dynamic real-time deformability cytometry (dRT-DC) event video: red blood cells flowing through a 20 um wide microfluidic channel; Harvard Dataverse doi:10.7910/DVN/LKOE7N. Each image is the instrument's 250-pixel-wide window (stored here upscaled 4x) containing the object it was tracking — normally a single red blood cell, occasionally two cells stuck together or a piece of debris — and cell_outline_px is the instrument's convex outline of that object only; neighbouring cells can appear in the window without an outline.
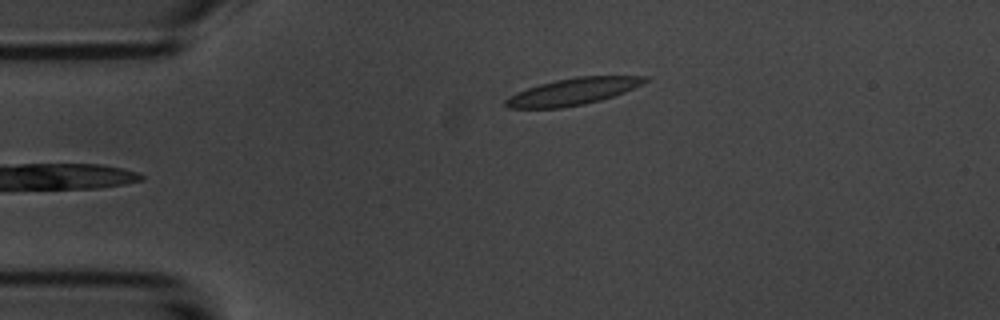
{"species": "common noctule bat (a hibernating species)", "species_latin": "Nyctalus noctula", "temperature_condition": "room temperature", "stored_images_in_passage": 4, "camera_frame_rate_fps": 3000, "um_per_image_px": 0.085, "animal": {"sex": "male", "body_mass_g": 20.1, "forearm_length_mm": 53.5}, "frame": {"image": 1, "passage_image": 4, "time_ms": 3.333, "image_size_px": [1000, 320], "cell_outline_px": [[648, 80], [624, 92], [600, 100], [584, 104], [560, 108], [508, 108], [504, 104], [504, 100], [508, 96], [516, 92], [540, 84], [556, 80], [576, 76], [648, 76]], "centroid_in_image_um": [48.64, 7.78], "position_along_channel_um": 36.4, "area_um2": 21.56}}